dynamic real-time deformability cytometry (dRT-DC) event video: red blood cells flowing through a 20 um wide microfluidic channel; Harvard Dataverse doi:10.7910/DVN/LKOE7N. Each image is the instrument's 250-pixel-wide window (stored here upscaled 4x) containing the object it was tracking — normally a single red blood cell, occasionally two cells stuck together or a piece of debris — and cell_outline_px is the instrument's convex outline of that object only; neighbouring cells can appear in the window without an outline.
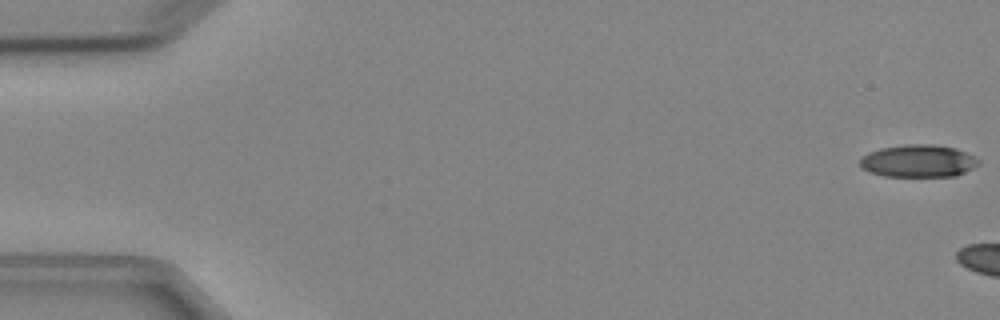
{"species": "Egyptian fruit bat (a non-hibernating species)", "species_latin": "Rousettus aegyptiacus", "temperature_condition": "cold", "stored_images_in_passage": 3, "camera_frame_rate_fps": 3000, "um_per_image_px": 0.085, "animal": {"sex": "female"}, "frame": {"image": 1, "passage_image": 1, "time_ms": 0.0, "image_size_px": [1000, 320], "cell_outline_px": [[980, 164], [956, 176], [884, 176], [868, 172], [860, 168], [860, 156], [868, 152], [880, 148], [904, 144], [932, 144], [956, 148], [980, 160]], "centroid_in_image_um": [78.0, 13.68], "position_along_channel_um": 7.0, "area_um2": 22.6}}